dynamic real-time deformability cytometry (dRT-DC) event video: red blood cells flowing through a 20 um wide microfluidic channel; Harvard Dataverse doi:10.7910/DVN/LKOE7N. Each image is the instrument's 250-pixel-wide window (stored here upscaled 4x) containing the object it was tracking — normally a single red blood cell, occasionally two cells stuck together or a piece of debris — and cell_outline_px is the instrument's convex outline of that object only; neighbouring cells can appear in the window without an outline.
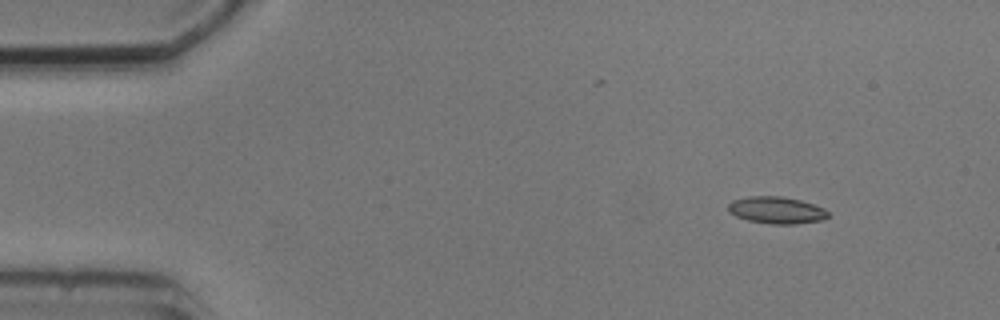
{"species": "common noctule bat (a hibernating species)", "species_latin": "Nyctalus noctula", "temperature_condition": "cold", "stored_images_in_passage": 5, "camera_frame_rate_fps": 3000, "um_per_image_px": 0.085, "animal": {"sex": "male", "body_mass_g": 20.5, "forearm_length_mm": 52.5}, "frame": {"image": 1, "passage_image": 2, "time_ms": 1.333, "image_size_px": [1000, 320], "cell_outline_px": [[828, 216], [824, 220], [796, 224], [772, 224], [748, 220], [736, 216], [728, 212], [728, 204], [732, 200], [748, 196], [780, 196], [800, 200], [824, 208], [828, 212]], "centroid_in_image_um": [65.99, 17.86], "position_along_channel_um": 19.0, "area_um2": 15.72}}
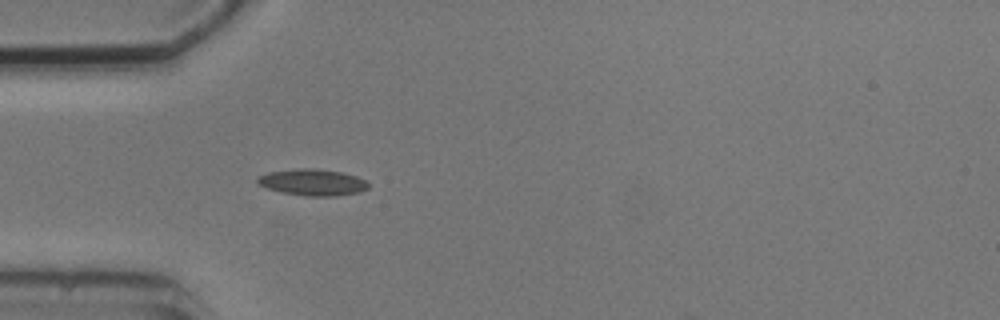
{"frame": {"image": 2, "passage_image": 5, "time_ms": 4.667, "image_size_px": [1000, 320], "cell_outline_px": [[368, 188], [360, 192], [336, 196], [308, 196], [284, 192], [268, 188], [260, 184], [256, 180], [256, 176], [268, 172], [300, 168], [316, 168], [344, 172], [356, 176], [364, 180], [368, 184]], "centroid_in_image_um": [26.58, 15.48], "position_along_channel_um": 58.4, "area_um2": 17.05}}